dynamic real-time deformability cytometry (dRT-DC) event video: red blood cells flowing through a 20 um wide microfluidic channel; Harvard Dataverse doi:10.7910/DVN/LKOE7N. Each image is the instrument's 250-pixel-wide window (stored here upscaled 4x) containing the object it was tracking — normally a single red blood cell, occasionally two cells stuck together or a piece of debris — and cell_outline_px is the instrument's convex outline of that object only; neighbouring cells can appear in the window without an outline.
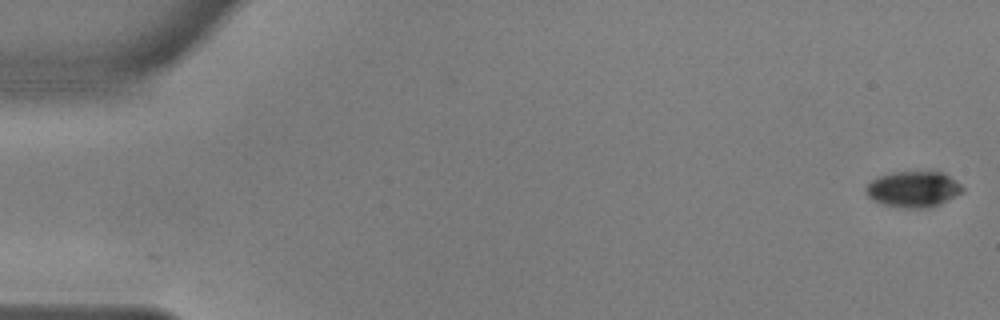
{"species": "common noctule bat (a hibernating species)", "species_latin": "Nyctalus noctula", "temperature_condition": "warm", "stored_images_in_passage": 38, "camera_frame_rate_fps": 3000, "um_per_image_px": 0.085, "animal": {"sex": "male", "body_mass_g": 17.9, "forearm_length_mm": 54.2}, "frame": {"image": 1, "passage_image": 1, "time_ms": 0.0, "image_size_px": [1000, 320], "cell_outline_px": [[964, 188], [960, 192], [940, 204], [932, 208], [896, 208], [880, 204], [872, 200], [868, 196], [864, 188], [872, 180], [880, 176], [896, 172], [944, 172], [960, 184]], "centroid_in_image_um": [77.59, 16.11], "position_along_channel_um": 7.4, "area_um2": 20.23}}
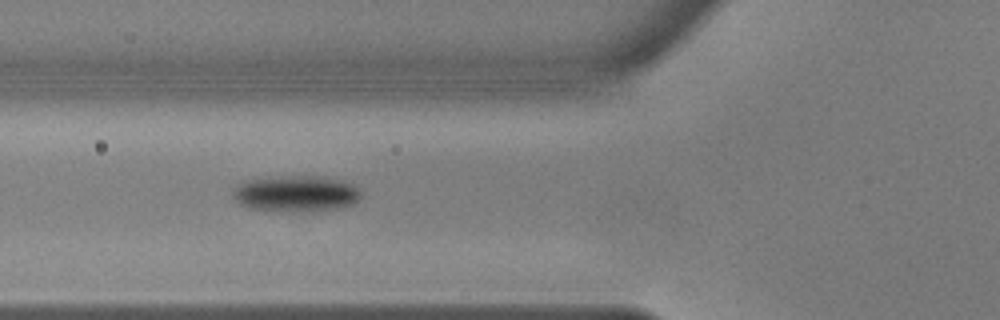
{"frame": {"image": 2, "passage_image": 21, "time_ms": 6.667, "image_size_px": [1000, 320], "cell_outline_px": [[360, 196], [352, 204], [340, 208], [312, 212], [252, 208], [240, 204], [232, 196], [232, 192], [240, 184], [248, 180], [300, 176], [324, 176], [344, 180], [360, 188]], "centroid_in_image_um": [25.24, 16.46], "position_along_channel_um": 100.6, "area_um2": 26.59}}
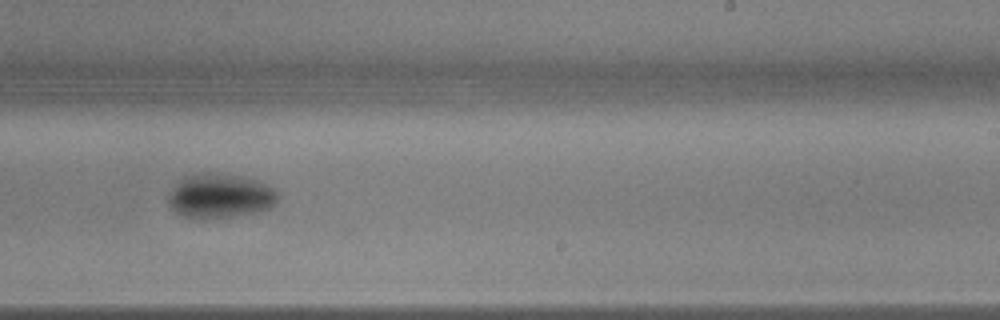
{"frame": {"image": 3, "passage_image": 35, "time_ms": 11.333, "image_size_px": [1000, 320], "cell_outline_px": [[280, 192], [276, 200], [268, 208], [252, 212], [204, 220], [184, 216], [176, 212], [172, 208], [168, 200], [168, 196], [172, 188], [184, 176], [208, 172], [236, 176], [256, 180]], "centroid_in_image_um": [18.66, 16.66], "position_along_channel_um": 270.3, "area_um2": 27.8}}